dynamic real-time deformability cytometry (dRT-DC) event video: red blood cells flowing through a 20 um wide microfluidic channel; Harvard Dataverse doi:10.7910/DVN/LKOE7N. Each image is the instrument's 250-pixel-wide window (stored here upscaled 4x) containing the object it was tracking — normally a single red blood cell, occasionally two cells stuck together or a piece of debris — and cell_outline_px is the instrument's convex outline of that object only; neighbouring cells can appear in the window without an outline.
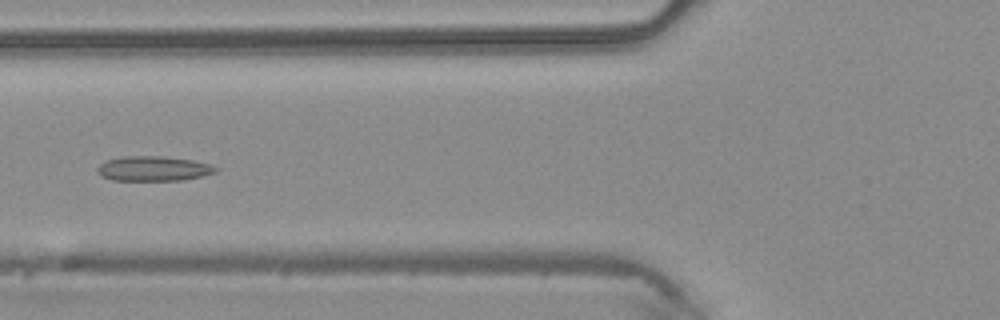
{"species": "common noctule bat (a hibernating species)", "species_latin": "Nyctalus noctula", "temperature_condition": "warm", "stored_images_in_passage": 47, "camera_frame_rate_fps": 3000, "um_per_image_px": 0.085, "animal": {"sex": "male", "body_mass_g": 20.4}, "frame": {"image": 1, "passage_image": 19, "time_ms": 6.0, "image_size_px": [1000, 320], "cell_outline_px": [[220, 168], [216, 172], [204, 176], [184, 180], [112, 180], [100, 176], [96, 172], [96, 168], [104, 160], [124, 156], [164, 156], [192, 160], [212, 164]], "centroid_in_image_um": [13.05, 14.33], "position_along_channel_um": 112.8, "area_um2": 17.46}}
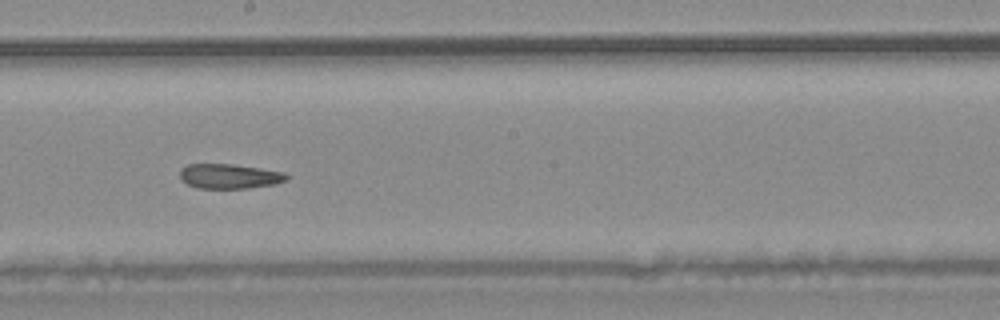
{"frame": {"image": 2, "passage_image": 27, "time_ms": 8.667, "image_size_px": [1000, 320], "cell_outline_px": [[288, 180], [276, 184], [248, 188], [196, 188], [180, 180], [180, 168], [188, 164], [232, 164], [284, 172], [288, 176]], "centroid_in_image_um": [19.48, 14.98], "position_along_channel_um": 228.7, "area_um2": 15.43}}
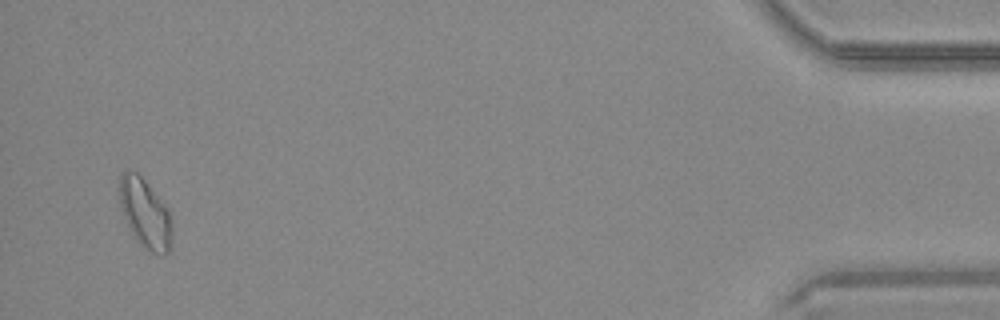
{"frame": {"image": 3, "passage_image": 46, "time_ms": 15.0, "image_size_px": [1000, 320], "cell_outline_px": [[172, 236], [168, 252], [164, 256], [152, 252], [144, 248], [136, 240], [124, 216], [120, 204], [120, 176], [128, 168], [136, 172], [144, 180], [168, 208], [172, 220]], "centroid_in_image_um": [12.36, 18.15], "position_along_channel_um": 422.8, "area_um2": 21.04}}